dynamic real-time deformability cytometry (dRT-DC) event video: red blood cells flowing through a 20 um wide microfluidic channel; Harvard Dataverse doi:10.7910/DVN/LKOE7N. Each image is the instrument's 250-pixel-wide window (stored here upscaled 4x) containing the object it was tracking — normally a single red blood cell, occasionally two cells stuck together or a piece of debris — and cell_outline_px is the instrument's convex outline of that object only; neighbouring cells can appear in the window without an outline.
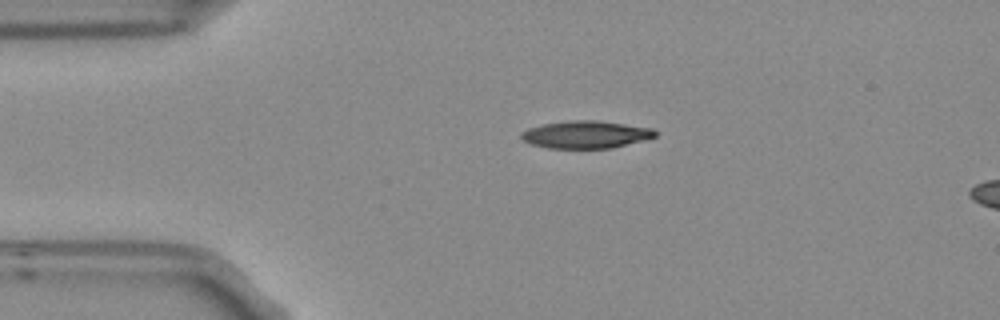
{"species": "Egyptian fruit bat (a non-hibernating species)", "species_latin": "Rousettus aegyptiacus", "temperature_condition": "room temperature", "stored_images_in_passage": 3, "segment_of_instrument_passage": [1, 2], "camera_frame_rate_fps": 3000, "um_per_image_px": 0.085, "frame": {"image": 1, "passage_image": 1, "time_ms": 0.0, "image_size_px": [1000, 320], "cell_outline_px": [[656, 136], [644, 140], [612, 148], [548, 148], [532, 144], [524, 140], [520, 136], [520, 132], [528, 128], [544, 124], [572, 120], [596, 120], [652, 128], [656, 132]], "centroid_in_image_um": [49.78, 11.43], "position_along_channel_um": 35.2, "area_um2": 21.27}}